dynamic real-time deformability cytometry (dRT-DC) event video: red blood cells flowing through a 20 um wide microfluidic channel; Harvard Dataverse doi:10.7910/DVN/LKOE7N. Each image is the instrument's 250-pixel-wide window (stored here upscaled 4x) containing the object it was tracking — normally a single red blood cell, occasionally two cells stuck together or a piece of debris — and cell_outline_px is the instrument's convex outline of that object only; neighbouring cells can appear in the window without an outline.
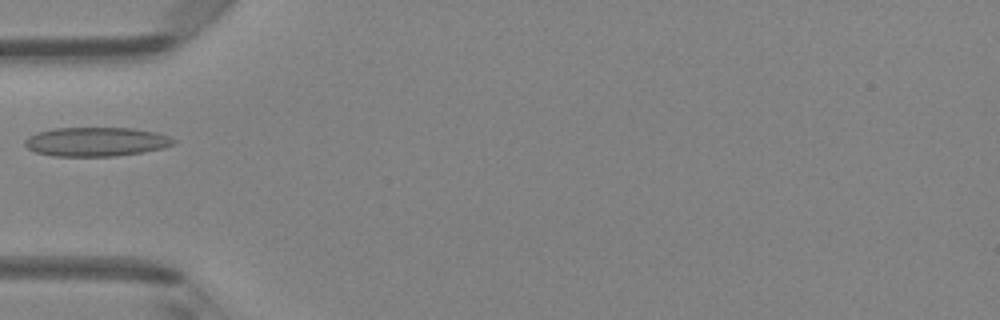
{"species": "Egyptian fruit bat (a non-hibernating species)", "species_latin": "Rousettus aegyptiacus", "temperature_condition": "room temperature", "stored_images_in_passage": 5, "camera_frame_rate_fps": 3000, "um_per_image_px": 0.085, "animal": {"sex": "female"}, "frame": {"image": 1, "passage_image": 5, "time_ms": 1.333, "image_size_px": [1000, 320], "cell_outline_px": [[176, 140], [172, 144], [164, 148], [116, 156], [52, 156], [36, 152], [28, 148], [24, 144], [24, 140], [28, 136], [36, 132], [56, 128], [132, 128], [156, 132], [168, 136]], "centroid_in_image_um": [8.14, 12.04], "position_along_channel_um": 76.9, "area_um2": 25.14}}